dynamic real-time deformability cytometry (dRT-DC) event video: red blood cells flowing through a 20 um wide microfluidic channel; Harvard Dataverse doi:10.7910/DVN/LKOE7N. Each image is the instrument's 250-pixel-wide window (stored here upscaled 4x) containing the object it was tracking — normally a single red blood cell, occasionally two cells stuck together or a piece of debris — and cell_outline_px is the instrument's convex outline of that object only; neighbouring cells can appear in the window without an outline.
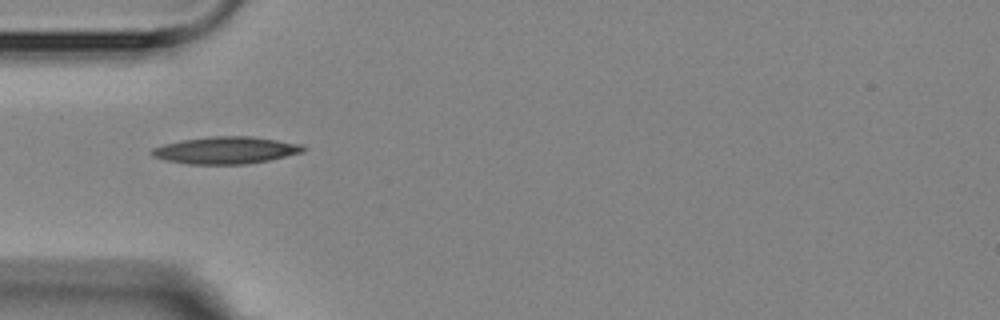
{"species": "Egyptian fruit bat (a non-hibernating species)", "species_latin": "Rousettus aegyptiacus", "temperature_condition": "room temperature", "stored_images_in_passage": 11, "camera_frame_rate_fps": 3000, "um_per_image_px": 0.085, "animal": {"sex": "female"}, "frame": {"image": 1, "passage_image": 1, "time_ms": 0.0, "image_size_px": [1000, 320], "cell_outline_px": [[308, 148], [304, 152], [268, 160], [248, 164], [188, 164], [168, 160], [152, 156], [148, 152], [152, 148], [164, 144], [180, 140], [212, 136], [252, 136], [300, 144]], "centroid_in_image_um": [19.19, 12.77], "position_along_channel_um": 65.8, "area_um2": 23.93}}
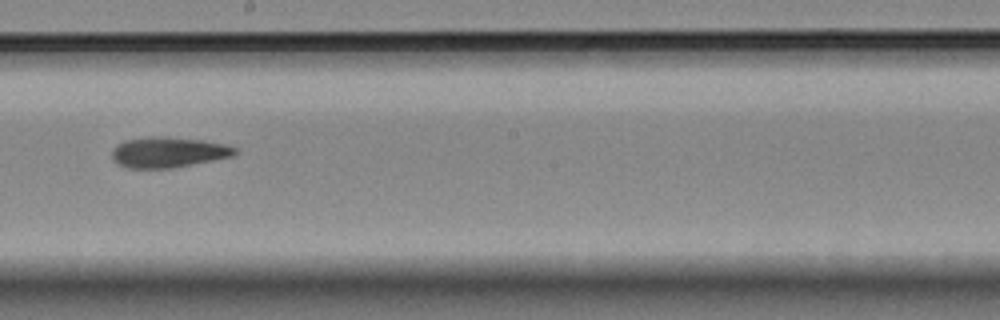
{"frame": {"image": 2, "passage_image": 5, "time_ms": 4.667, "image_size_px": [1000, 320], "cell_outline_px": [[236, 152], [232, 156], [172, 168], [124, 168], [116, 164], [112, 160], [112, 148], [116, 144], [124, 140], [148, 136], [164, 136], [204, 140], [224, 144], [236, 148]], "centroid_in_image_um": [14.21, 12.93], "position_along_channel_um": 234.0, "area_um2": 22.08}}
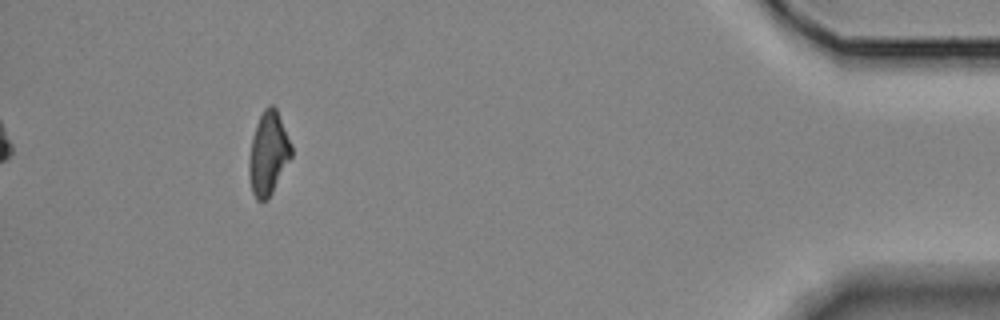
{"frame": {"image": 3, "passage_image": 10, "time_ms": 11.333, "image_size_px": [1000, 320], "cell_outline_px": [[292, 156], [268, 200], [256, 200], [252, 192], [248, 172], [248, 160], [252, 140], [256, 124], [264, 108], [268, 104], [272, 104], [276, 108], [292, 144]], "centroid_in_image_um": [22.81, 13.04], "position_along_channel_um": 412.4, "area_um2": 20.58}, "authors_computed_cell_mechanics": {"area_um2": 21.5016, "velocity_mm_per_s": 3.5957, "shape_relaxation_time_tau1_ms": null, "shape_relaxation_time_tau2_ms": 8.3927, "deformation_change_tau1": null, "deformation_change_tau2": 0.1809}}